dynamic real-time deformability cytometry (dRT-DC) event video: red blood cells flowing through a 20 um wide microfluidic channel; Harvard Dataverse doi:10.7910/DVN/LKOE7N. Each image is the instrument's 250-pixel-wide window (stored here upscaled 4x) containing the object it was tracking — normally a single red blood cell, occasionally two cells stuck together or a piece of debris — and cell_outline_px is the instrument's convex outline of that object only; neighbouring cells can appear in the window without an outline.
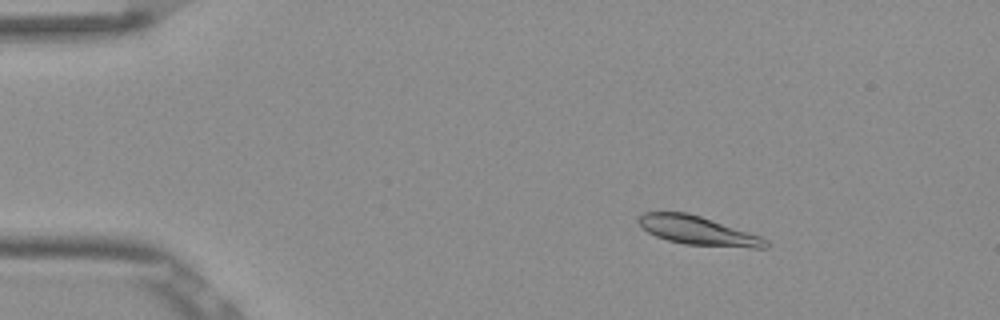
{"species": "Egyptian fruit bat (a non-hibernating species)", "species_latin": "Rousettus aegyptiacus", "temperature_condition": "room temperature", "stored_images_in_passage": 21, "camera_frame_rate_fps": 3000, "um_per_image_px": 0.085, "frame": {"image": 1, "passage_image": 1, "time_ms": 0.0, "image_size_px": [1000, 320], "cell_outline_px": [[768, 248], [752, 248], [684, 244], [668, 240], [656, 236], [648, 232], [636, 220], [644, 212], [688, 212], [760, 236], [768, 240]], "centroid_in_image_um": [59.32, 19.61], "position_along_channel_um": 25.7, "area_um2": 21.1}}
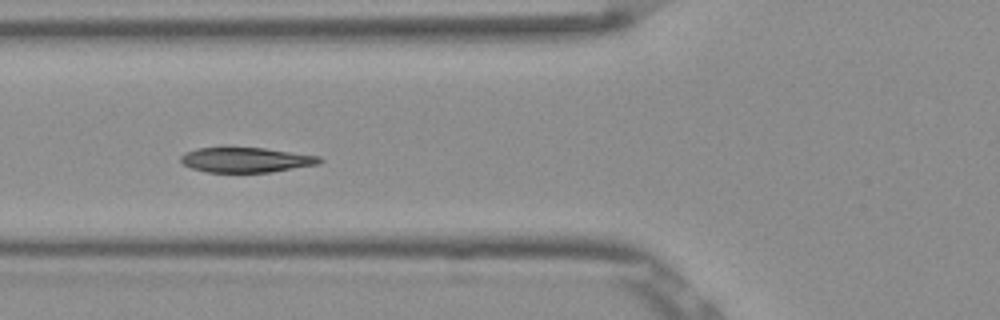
{"frame": {"image": 2, "passage_image": 13, "time_ms": 4.0, "image_size_px": [1000, 320], "cell_outline_px": [[324, 160], [320, 164], [272, 172], [208, 172], [192, 168], [184, 164], [180, 160], [180, 156], [184, 152], [196, 148], [228, 144], [264, 148], [320, 156]], "centroid_in_image_um": [20.87, 13.54], "position_along_channel_um": 104.9, "area_um2": 21.15}}
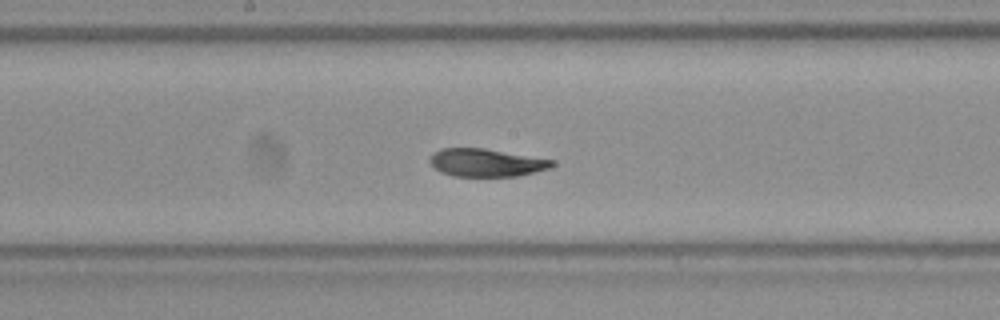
{"frame": {"image": 3, "passage_image": 21, "time_ms": 6.667, "image_size_px": [1000, 320], "cell_outline_px": [[556, 164], [548, 168], [536, 172], [516, 176], [452, 176], [440, 172], [428, 160], [432, 152], [440, 148], [484, 148], [556, 160]], "centroid_in_image_um": [41.33, 13.82], "position_along_channel_um": 206.9, "area_um2": 20.0}}